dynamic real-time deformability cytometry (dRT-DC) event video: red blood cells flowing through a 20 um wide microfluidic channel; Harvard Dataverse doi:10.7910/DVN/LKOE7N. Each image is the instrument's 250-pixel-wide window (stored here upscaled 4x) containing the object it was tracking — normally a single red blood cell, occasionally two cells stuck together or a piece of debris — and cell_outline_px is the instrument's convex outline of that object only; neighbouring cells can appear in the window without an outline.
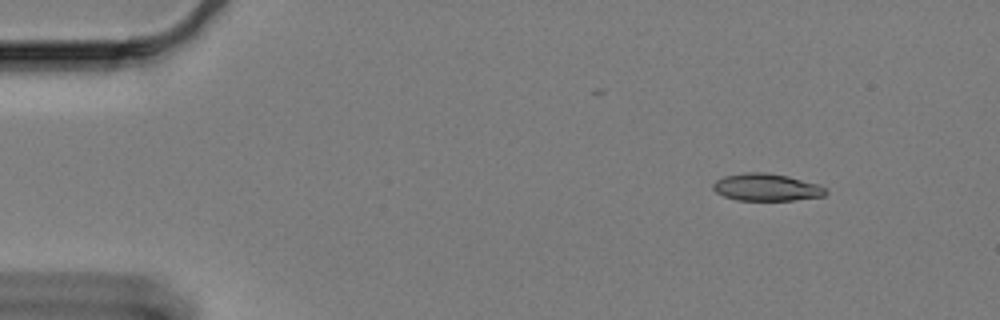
{"species": "Egyptian fruit bat (a non-hibernating species)", "species_latin": "Rousettus aegyptiacus", "temperature_condition": "cold", "stored_images_in_passage": 55, "camera_frame_rate_fps": 3000, "um_per_image_px": 0.085, "animal": {"sex": "female"}, "frame": {"image": 1, "passage_image": 1, "time_ms": 0.0, "image_size_px": [1000, 320], "cell_outline_px": [[828, 192], [824, 196], [792, 200], [736, 200], [724, 196], [716, 192], [712, 188], [712, 184], [716, 180], [724, 176], [744, 172], [764, 172], [788, 176], [816, 184], [824, 188]], "centroid_in_image_um": [65.1, 15.91], "position_along_channel_um": 19.9, "area_um2": 17.8}}
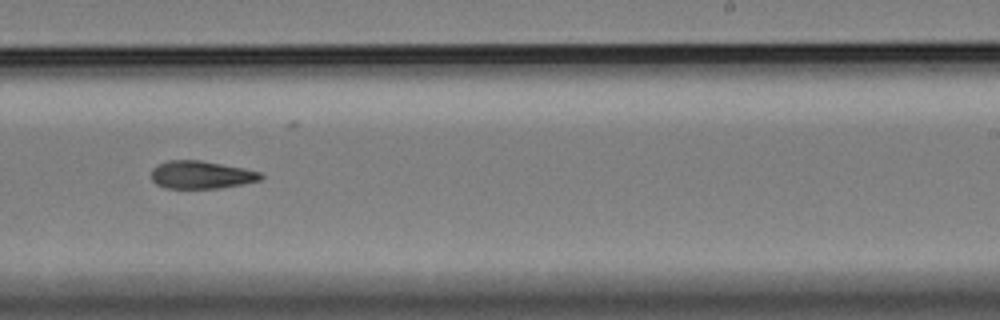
{"frame": {"image": 2, "passage_image": 32, "time_ms": 10.333, "image_size_px": [1000, 320], "cell_outline_px": [[264, 176], [260, 180], [220, 188], [164, 188], [156, 184], [152, 180], [152, 168], [156, 164], [168, 160], [200, 160], [244, 168], [260, 172]], "centroid_in_image_um": [17.07, 14.85], "position_along_channel_um": 271.9, "area_um2": 17.74}}
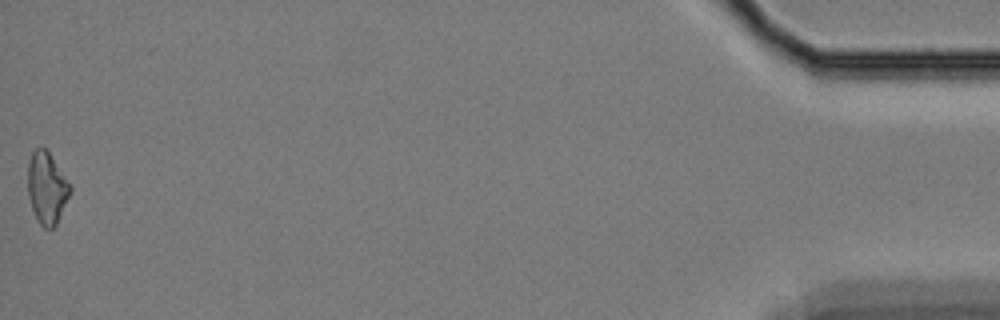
{"frame": {"image": 3, "passage_image": 55, "time_ms": 18.0, "image_size_px": [1000, 320], "cell_outline_px": [[72, 192], [56, 224], [52, 228], [44, 228], [40, 224], [32, 208], [28, 196], [28, 164], [32, 152], [36, 148], [44, 148], [48, 152], [72, 188]], "centroid_in_image_um": [3.98, 16.0], "position_along_channel_um": 431.2, "area_um2": 17.34}, "authors_computed_cell_mechanics": {"area_um2": 17.9758, "velocity_mm_per_s": 3.285, "shape_relaxation_time_tau1_ms": 11.3062, "shape_relaxation_time_tau2_ms": null, "deformation_change_tau1": 0.1978, "deformation_change_tau2": null}}